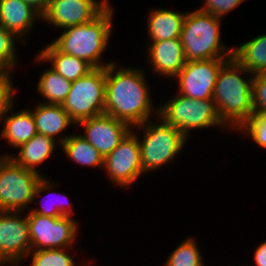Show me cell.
I'll return each mask as SVG.
<instances>
[{
  "instance_id": "obj_14",
  "label": "cell",
  "mask_w": 266,
  "mask_h": 266,
  "mask_svg": "<svg viewBox=\"0 0 266 266\" xmlns=\"http://www.w3.org/2000/svg\"><path fill=\"white\" fill-rule=\"evenodd\" d=\"M76 126H83V135L105 158L132 131V127L110 115L101 114L79 122Z\"/></svg>"
},
{
  "instance_id": "obj_33",
  "label": "cell",
  "mask_w": 266,
  "mask_h": 266,
  "mask_svg": "<svg viewBox=\"0 0 266 266\" xmlns=\"http://www.w3.org/2000/svg\"><path fill=\"white\" fill-rule=\"evenodd\" d=\"M255 266H266V241H263L254 251Z\"/></svg>"
},
{
  "instance_id": "obj_11",
  "label": "cell",
  "mask_w": 266,
  "mask_h": 266,
  "mask_svg": "<svg viewBox=\"0 0 266 266\" xmlns=\"http://www.w3.org/2000/svg\"><path fill=\"white\" fill-rule=\"evenodd\" d=\"M23 213L0 211V263L19 266L26 262L23 260L31 251V240Z\"/></svg>"
},
{
  "instance_id": "obj_17",
  "label": "cell",
  "mask_w": 266,
  "mask_h": 266,
  "mask_svg": "<svg viewBox=\"0 0 266 266\" xmlns=\"http://www.w3.org/2000/svg\"><path fill=\"white\" fill-rule=\"evenodd\" d=\"M30 111L35 119L37 132L54 139L59 146L70 136L69 134L65 135L63 131L70 125H76L62 105L45 104L38 101ZM60 133L61 136L58 135Z\"/></svg>"
},
{
  "instance_id": "obj_5",
  "label": "cell",
  "mask_w": 266,
  "mask_h": 266,
  "mask_svg": "<svg viewBox=\"0 0 266 266\" xmlns=\"http://www.w3.org/2000/svg\"><path fill=\"white\" fill-rule=\"evenodd\" d=\"M140 130H143V137L137 134ZM132 132L138 137L140 143L144 174L162 169L172 163L176 157L178 158V154L184 149L188 140L178 128L165 123L159 116L155 117V122L150 119L132 127Z\"/></svg>"
},
{
  "instance_id": "obj_26",
  "label": "cell",
  "mask_w": 266,
  "mask_h": 266,
  "mask_svg": "<svg viewBox=\"0 0 266 266\" xmlns=\"http://www.w3.org/2000/svg\"><path fill=\"white\" fill-rule=\"evenodd\" d=\"M195 238L188 237L167 257L164 266H205V262Z\"/></svg>"
},
{
  "instance_id": "obj_28",
  "label": "cell",
  "mask_w": 266,
  "mask_h": 266,
  "mask_svg": "<svg viewBox=\"0 0 266 266\" xmlns=\"http://www.w3.org/2000/svg\"><path fill=\"white\" fill-rule=\"evenodd\" d=\"M17 38L12 32L0 25V71H13L17 66L16 42Z\"/></svg>"
},
{
  "instance_id": "obj_16",
  "label": "cell",
  "mask_w": 266,
  "mask_h": 266,
  "mask_svg": "<svg viewBox=\"0 0 266 266\" xmlns=\"http://www.w3.org/2000/svg\"><path fill=\"white\" fill-rule=\"evenodd\" d=\"M40 20L42 16L24 0H0V25L19 38L23 45L25 36Z\"/></svg>"
},
{
  "instance_id": "obj_18",
  "label": "cell",
  "mask_w": 266,
  "mask_h": 266,
  "mask_svg": "<svg viewBox=\"0 0 266 266\" xmlns=\"http://www.w3.org/2000/svg\"><path fill=\"white\" fill-rule=\"evenodd\" d=\"M13 109L14 105L1 118L3 128L0 137L6 140L7 145L16 149L31 140L38 132L35 119L28 108L18 112H14Z\"/></svg>"
},
{
  "instance_id": "obj_20",
  "label": "cell",
  "mask_w": 266,
  "mask_h": 266,
  "mask_svg": "<svg viewBox=\"0 0 266 266\" xmlns=\"http://www.w3.org/2000/svg\"><path fill=\"white\" fill-rule=\"evenodd\" d=\"M57 144L59 143L54 139L37 133L31 140L17 148L18 155L2 153L1 156H9L16 164L40 173V170H37L38 166L51 158Z\"/></svg>"
},
{
  "instance_id": "obj_15",
  "label": "cell",
  "mask_w": 266,
  "mask_h": 266,
  "mask_svg": "<svg viewBox=\"0 0 266 266\" xmlns=\"http://www.w3.org/2000/svg\"><path fill=\"white\" fill-rule=\"evenodd\" d=\"M146 53L152 72L163 78L174 80L186 63L180 38L149 42Z\"/></svg>"
},
{
  "instance_id": "obj_25",
  "label": "cell",
  "mask_w": 266,
  "mask_h": 266,
  "mask_svg": "<svg viewBox=\"0 0 266 266\" xmlns=\"http://www.w3.org/2000/svg\"><path fill=\"white\" fill-rule=\"evenodd\" d=\"M72 82L65 79L62 75L54 71L51 67L45 69L37 83V93L43 96L45 104L61 105L70 92Z\"/></svg>"
},
{
  "instance_id": "obj_4",
  "label": "cell",
  "mask_w": 266,
  "mask_h": 266,
  "mask_svg": "<svg viewBox=\"0 0 266 266\" xmlns=\"http://www.w3.org/2000/svg\"><path fill=\"white\" fill-rule=\"evenodd\" d=\"M221 19L200 11H186L180 40L186 61L230 59L233 48L221 42Z\"/></svg>"
},
{
  "instance_id": "obj_32",
  "label": "cell",
  "mask_w": 266,
  "mask_h": 266,
  "mask_svg": "<svg viewBox=\"0 0 266 266\" xmlns=\"http://www.w3.org/2000/svg\"><path fill=\"white\" fill-rule=\"evenodd\" d=\"M254 114L266 113V73L253 76Z\"/></svg>"
},
{
  "instance_id": "obj_8",
  "label": "cell",
  "mask_w": 266,
  "mask_h": 266,
  "mask_svg": "<svg viewBox=\"0 0 266 266\" xmlns=\"http://www.w3.org/2000/svg\"><path fill=\"white\" fill-rule=\"evenodd\" d=\"M106 67L94 68L71 84L70 92L61 104L77 125L79 122L104 114Z\"/></svg>"
},
{
  "instance_id": "obj_9",
  "label": "cell",
  "mask_w": 266,
  "mask_h": 266,
  "mask_svg": "<svg viewBox=\"0 0 266 266\" xmlns=\"http://www.w3.org/2000/svg\"><path fill=\"white\" fill-rule=\"evenodd\" d=\"M31 240V251L73 248L79 224L69 216L49 217L26 213Z\"/></svg>"
},
{
  "instance_id": "obj_22",
  "label": "cell",
  "mask_w": 266,
  "mask_h": 266,
  "mask_svg": "<svg viewBox=\"0 0 266 266\" xmlns=\"http://www.w3.org/2000/svg\"><path fill=\"white\" fill-rule=\"evenodd\" d=\"M233 58L253 76L266 73V34L233 48Z\"/></svg>"
},
{
  "instance_id": "obj_27",
  "label": "cell",
  "mask_w": 266,
  "mask_h": 266,
  "mask_svg": "<svg viewBox=\"0 0 266 266\" xmlns=\"http://www.w3.org/2000/svg\"><path fill=\"white\" fill-rule=\"evenodd\" d=\"M69 249L73 248L33 250L26 258L31 256L30 266H79Z\"/></svg>"
},
{
  "instance_id": "obj_10",
  "label": "cell",
  "mask_w": 266,
  "mask_h": 266,
  "mask_svg": "<svg viewBox=\"0 0 266 266\" xmlns=\"http://www.w3.org/2000/svg\"><path fill=\"white\" fill-rule=\"evenodd\" d=\"M103 169L111 183L124 189L131 187L140 176H144L140 143L132 131L104 158Z\"/></svg>"
},
{
  "instance_id": "obj_3",
  "label": "cell",
  "mask_w": 266,
  "mask_h": 266,
  "mask_svg": "<svg viewBox=\"0 0 266 266\" xmlns=\"http://www.w3.org/2000/svg\"><path fill=\"white\" fill-rule=\"evenodd\" d=\"M113 8L109 4L95 19L76 26L66 27L62 34L50 42L58 51L83 59L94 68H104L114 63L101 61L110 45L113 29ZM103 63V64H102Z\"/></svg>"
},
{
  "instance_id": "obj_7",
  "label": "cell",
  "mask_w": 266,
  "mask_h": 266,
  "mask_svg": "<svg viewBox=\"0 0 266 266\" xmlns=\"http://www.w3.org/2000/svg\"><path fill=\"white\" fill-rule=\"evenodd\" d=\"M43 174L16 164L0 154V211L26 212Z\"/></svg>"
},
{
  "instance_id": "obj_1",
  "label": "cell",
  "mask_w": 266,
  "mask_h": 266,
  "mask_svg": "<svg viewBox=\"0 0 266 266\" xmlns=\"http://www.w3.org/2000/svg\"><path fill=\"white\" fill-rule=\"evenodd\" d=\"M116 64L114 62L106 67L104 113L131 127L157 117L158 107L152 104L144 69L117 67Z\"/></svg>"
},
{
  "instance_id": "obj_12",
  "label": "cell",
  "mask_w": 266,
  "mask_h": 266,
  "mask_svg": "<svg viewBox=\"0 0 266 266\" xmlns=\"http://www.w3.org/2000/svg\"><path fill=\"white\" fill-rule=\"evenodd\" d=\"M228 59L186 61L174 77L178 93L192 99H212L217 75Z\"/></svg>"
},
{
  "instance_id": "obj_29",
  "label": "cell",
  "mask_w": 266,
  "mask_h": 266,
  "mask_svg": "<svg viewBox=\"0 0 266 266\" xmlns=\"http://www.w3.org/2000/svg\"><path fill=\"white\" fill-rule=\"evenodd\" d=\"M237 131L266 149V113L253 114Z\"/></svg>"
},
{
  "instance_id": "obj_21",
  "label": "cell",
  "mask_w": 266,
  "mask_h": 266,
  "mask_svg": "<svg viewBox=\"0 0 266 266\" xmlns=\"http://www.w3.org/2000/svg\"><path fill=\"white\" fill-rule=\"evenodd\" d=\"M186 12L154 8L149 12L147 34L150 42L180 38Z\"/></svg>"
},
{
  "instance_id": "obj_19",
  "label": "cell",
  "mask_w": 266,
  "mask_h": 266,
  "mask_svg": "<svg viewBox=\"0 0 266 266\" xmlns=\"http://www.w3.org/2000/svg\"><path fill=\"white\" fill-rule=\"evenodd\" d=\"M40 50L36 55V62H50V67L70 82H74L94 69L85 60L58 51L51 43Z\"/></svg>"
},
{
  "instance_id": "obj_13",
  "label": "cell",
  "mask_w": 266,
  "mask_h": 266,
  "mask_svg": "<svg viewBox=\"0 0 266 266\" xmlns=\"http://www.w3.org/2000/svg\"><path fill=\"white\" fill-rule=\"evenodd\" d=\"M108 0H50L42 21L54 28H66L95 19L108 5Z\"/></svg>"
},
{
  "instance_id": "obj_24",
  "label": "cell",
  "mask_w": 266,
  "mask_h": 266,
  "mask_svg": "<svg viewBox=\"0 0 266 266\" xmlns=\"http://www.w3.org/2000/svg\"><path fill=\"white\" fill-rule=\"evenodd\" d=\"M54 183H57V182H54V181L50 180L47 177L45 178V176H44L41 179V181L38 183V186L36 187L35 194H34V199L35 198L38 199V196L41 197L42 193H44L46 191H49V193H48L49 195L47 194V196H45V198H49L51 193H52V195H51L52 197H54L53 195L57 196V194H59V192H56V191L55 192H51L52 188L57 186V184H54ZM60 198H64V200H61V201L58 200L57 201L56 200L57 197H56L55 200L57 202L53 201L54 203L52 201L51 202L48 201V199H45V200H47V202H43V201H40V200H33V202L39 201L38 203L41 205V207L40 208L39 207L38 208L37 207L36 208H32L31 210L29 208L28 212H26V213H36V214H39V215H42V216H49V217H61V216L73 217V212H74L73 208L75 206H73L72 202H70V200L68 199V197L66 195L61 193ZM51 200H52V198H51ZM48 202H50L49 205L48 204H44V203H48ZM51 203H53V204H51Z\"/></svg>"
},
{
  "instance_id": "obj_34",
  "label": "cell",
  "mask_w": 266,
  "mask_h": 266,
  "mask_svg": "<svg viewBox=\"0 0 266 266\" xmlns=\"http://www.w3.org/2000/svg\"><path fill=\"white\" fill-rule=\"evenodd\" d=\"M36 12L43 16L49 7L50 0H24Z\"/></svg>"
},
{
  "instance_id": "obj_30",
  "label": "cell",
  "mask_w": 266,
  "mask_h": 266,
  "mask_svg": "<svg viewBox=\"0 0 266 266\" xmlns=\"http://www.w3.org/2000/svg\"><path fill=\"white\" fill-rule=\"evenodd\" d=\"M10 71H0V121L6 112L14 105V95L16 88L12 81L13 76ZM12 76V77H11ZM14 98V99H13Z\"/></svg>"
},
{
  "instance_id": "obj_2",
  "label": "cell",
  "mask_w": 266,
  "mask_h": 266,
  "mask_svg": "<svg viewBox=\"0 0 266 266\" xmlns=\"http://www.w3.org/2000/svg\"><path fill=\"white\" fill-rule=\"evenodd\" d=\"M212 99L221 121L237 132L254 114L253 75L233 57L228 59L219 70Z\"/></svg>"
},
{
  "instance_id": "obj_6",
  "label": "cell",
  "mask_w": 266,
  "mask_h": 266,
  "mask_svg": "<svg viewBox=\"0 0 266 266\" xmlns=\"http://www.w3.org/2000/svg\"><path fill=\"white\" fill-rule=\"evenodd\" d=\"M158 116L178 128L187 138L193 129L229 128L221 121L213 99H192L176 91L174 97L158 107Z\"/></svg>"
},
{
  "instance_id": "obj_31",
  "label": "cell",
  "mask_w": 266,
  "mask_h": 266,
  "mask_svg": "<svg viewBox=\"0 0 266 266\" xmlns=\"http://www.w3.org/2000/svg\"><path fill=\"white\" fill-rule=\"evenodd\" d=\"M245 0H204L203 6L198 8L200 11L215 15L217 18L223 19L229 12L240 6Z\"/></svg>"
},
{
  "instance_id": "obj_35",
  "label": "cell",
  "mask_w": 266,
  "mask_h": 266,
  "mask_svg": "<svg viewBox=\"0 0 266 266\" xmlns=\"http://www.w3.org/2000/svg\"><path fill=\"white\" fill-rule=\"evenodd\" d=\"M0 266H16V265L6 264V263H0Z\"/></svg>"
},
{
  "instance_id": "obj_23",
  "label": "cell",
  "mask_w": 266,
  "mask_h": 266,
  "mask_svg": "<svg viewBox=\"0 0 266 266\" xmlns=\"http://www.w3.org/2000/svg\"><path fill=\"white\" fill-rule=\"evenodd\" d=\"M60 149L73 162L83 167H95L103 170L104 158L100 152L94 148L80 134H70V136L60 145Z\"/></svg>"
}]
</instances>
